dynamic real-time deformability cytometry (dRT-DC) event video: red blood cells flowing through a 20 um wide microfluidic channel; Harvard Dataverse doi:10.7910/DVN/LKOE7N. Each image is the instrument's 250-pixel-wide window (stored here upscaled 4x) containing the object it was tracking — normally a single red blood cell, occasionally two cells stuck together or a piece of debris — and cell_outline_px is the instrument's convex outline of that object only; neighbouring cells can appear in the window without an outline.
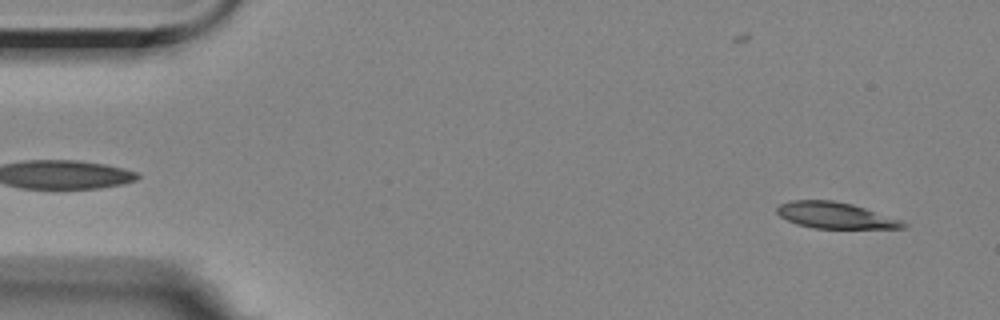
{"species": "Egyptian fruit bat (a non-hibernating species)", "species_latin": "Rousettus aegyptiacus", "temperature_condition": "room temperature", "stored_images_in_passage": 57, "segment_of_instrument_passage": [1, 2], "camera_frame_rate_fps": 3000, "um_per_image_px": 0.085, "animal": {"sex": "female"}, "frame": {"image": 1, "passage_image": 3, "time_ms": 0.667, "image_size_px": [1000, 320], "cell_outline_px": [[908, 228], [812, 228], [796, 224], [780, 216], [776, 212], [776, 208], [780, 204], [792, 200], [832, 200], [852, 204], [904, 220], [908, 224]], "centroid_in_image_um": [71.03, 18.31], "position_along_channel_um": 14.0, "area_um2": 19.36}}
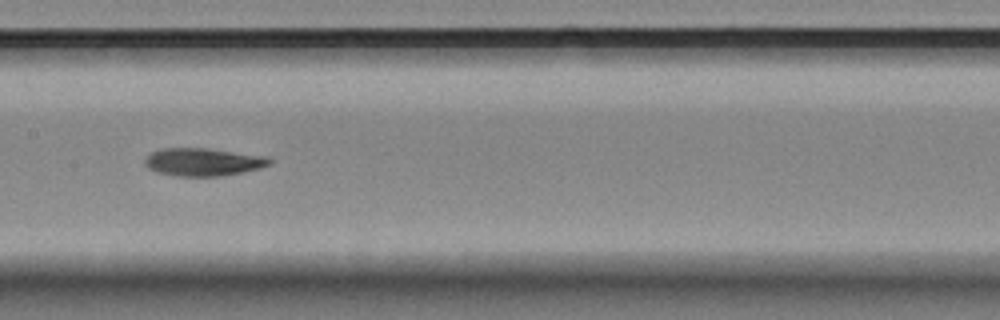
{"frame": {"image": 2, "passage_image": 27, "time_ms": 8.667, "image_size_px": [1000, 320], "cell_outline_px": [[272, 164], [260, 168], [220, 176], [176, 176], [156, 172], [148, 168], [144, 164], [144, 160], [152, 152], [160, 148], [208, 148], [268, 156], [272, 160]], "centroid_in_image_um": [17.27, 13.76], "position_along_channel_um": 190.1, "area_um2": 20.35}}
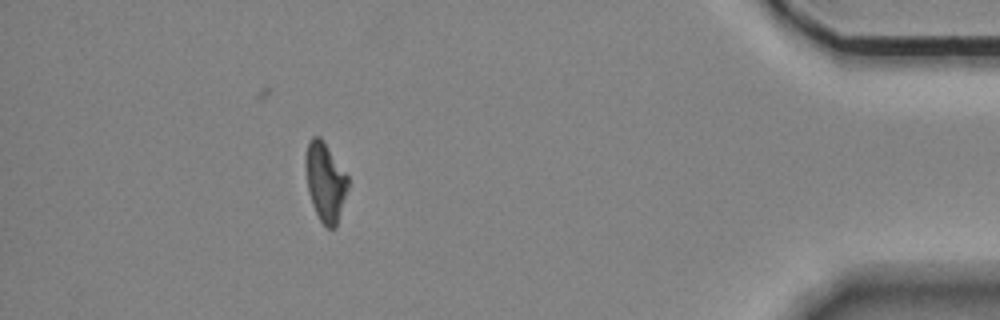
{"frame": {"image": 3, "passage_image": 50, "time_ms": 16.333, "image_size_px": [1000, 320], "cell_outline_px": [[348, 188], [336, 228], [328, 228], [320, 220], [312, 204], [308, 192], [304, 164], [304, 160], [308, 140], [312, 136], [320, 136], [324, 140], [348, 176]], "centroid_in_image_um": [27.63, 15.42], "position_along_channel_um": 407.6, "area_um2": 19.71}}